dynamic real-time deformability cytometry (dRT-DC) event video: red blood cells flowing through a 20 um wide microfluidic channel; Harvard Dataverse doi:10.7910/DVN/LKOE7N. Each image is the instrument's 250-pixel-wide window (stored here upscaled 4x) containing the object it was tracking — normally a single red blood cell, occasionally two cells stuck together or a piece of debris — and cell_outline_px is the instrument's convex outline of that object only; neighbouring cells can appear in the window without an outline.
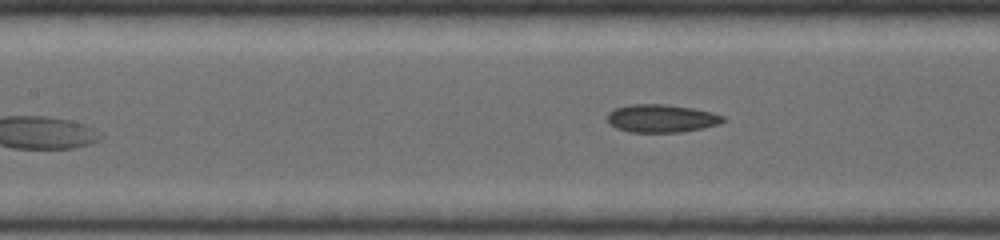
{"species": "common noctule bat (a hibernating species)", "species_latin": "Nyctalus noctula", "temperature_condition": "warm", "stored_images_in_passage": 11, "segment_of_instrument_passage": [2, 2], "camera_frame_rate_fps": 5000, "um_per_image_px": 0.085, "animal": {"sex": "female", "body_mass_g": 19.0, "forearm_length_mm": 53.3}, "frame": {"image": 1, "passage_image": 11, "time_ms": 3.0, "image_size_px": [1000, 240], "cell_outline_px": [[724, 120], [720, 124], [704, 128], [680, 132], [628, 132], [616, 128], [608, 124], [608, 112], [616, 108], [628, 104], [668, 104], [692, 108], [712, 112], [724, 116]], "centroid_in_image_um": [56.21, 10.06], "position_along_channel_um": 151.2, "area_um2": 19.02}}